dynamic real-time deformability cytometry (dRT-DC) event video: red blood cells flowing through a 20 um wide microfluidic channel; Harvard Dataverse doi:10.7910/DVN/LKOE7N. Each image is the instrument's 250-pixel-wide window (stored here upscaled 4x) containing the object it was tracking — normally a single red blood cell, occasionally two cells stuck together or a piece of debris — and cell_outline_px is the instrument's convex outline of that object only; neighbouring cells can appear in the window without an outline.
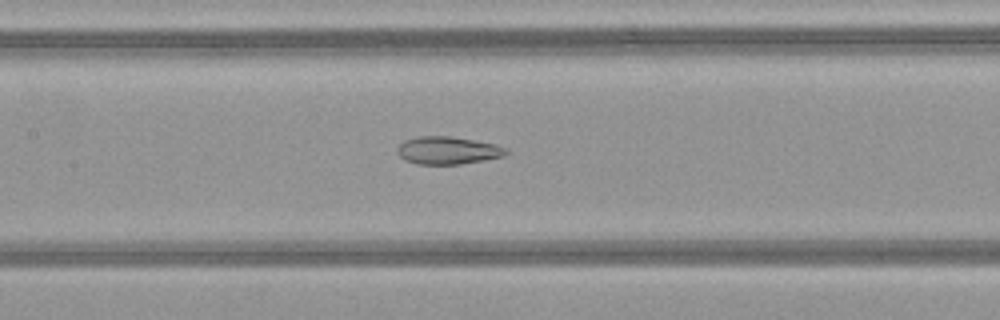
{"species": "common noctule bat (a hibernating species)", "species_latin": "Nyctalus noctula", "temperature_condition": "warm", "stored_images_in_passage": 49, "camera_frame_rate_fps": 3000, "um_per_image_px": 0.085, "animal": {"sex": "female", "body_mass_g": 21.9}, "frame": {"image": 1, "passage_image": 23, "time_ms": 7.333, "image_size_px": [1000, 320], "cell_outline_px": [[508, 152], [504, 156], [484, 160], [460, 164], [416, 164], [404, 160], [396, 152], [396, 148], [404, 140], [416, 136], [452, 136], [496, 144], [504, 148]], "centroid_in_image_um": [38.01, 12.78], "position_along_channel_um": 169.4, "area_um2": 17.63}}
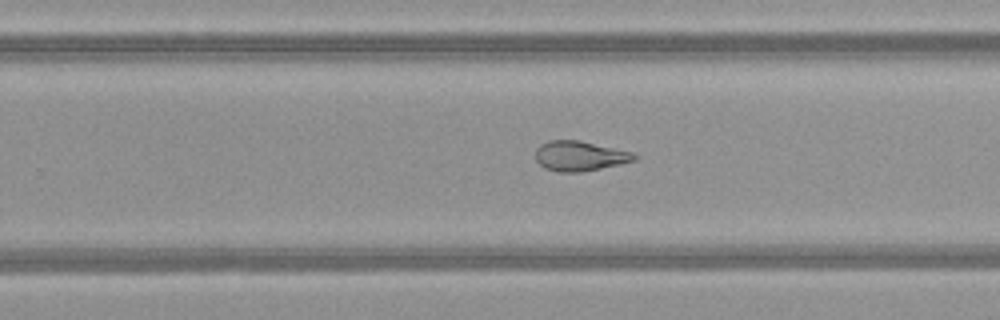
{"frame": {"image": 2, "passage_image": 31, "time_ms": 10.0, "image_size_px": [1000, 320], "cell_outline_px": [[640, 156], [636, 160], [600, 168], [580, 172], [560, 172], [544, 168], [536, 160], [536, 148], [540, 144], [548, 140], [580, 140], [636, 152]], "centroid_in_image_um": [49.32, 13.24], "position_along_channel_um": 280.5, "area_um2": 17.46}}
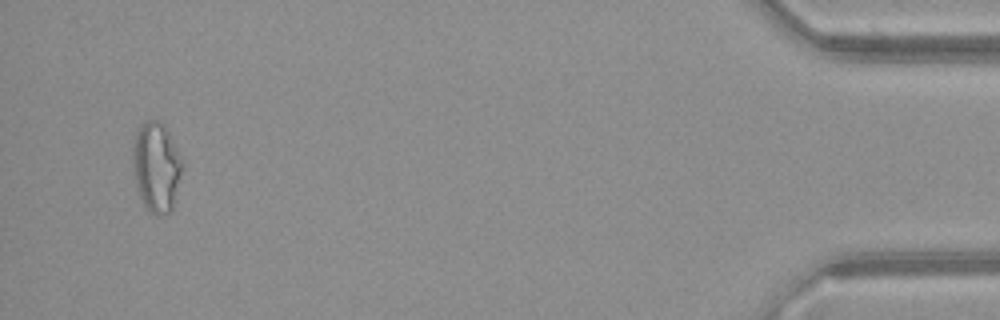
{"frame": {"image": 3, "passage_image": 47, "time_ms": 15.333, "image_size_px": [1000, 320], "cell_outline_px": [[184, 168], [172, 212], [160, 216], [156, 216], [144, 208], [136, 184], [132, 168], [132, 148], [136, 128], [144, 120], [156, 120], [164, 124], [180, 156]], "centroid_in_image_um": [13.28, 14.22], "position_along_channel_um": 421.9, "area_um2": 26.59}, "authors_computed_cell_mechanics": {"area_um2": 22.542, "velocity_mm_per_s": 4.181, "shape_relaxation_time_tau1_ms": null, "shape_relaxation_time_tau2_ms": 1.9278, "deformation_change_tau1": null, "deformation_change_tau2": 0.0975}}